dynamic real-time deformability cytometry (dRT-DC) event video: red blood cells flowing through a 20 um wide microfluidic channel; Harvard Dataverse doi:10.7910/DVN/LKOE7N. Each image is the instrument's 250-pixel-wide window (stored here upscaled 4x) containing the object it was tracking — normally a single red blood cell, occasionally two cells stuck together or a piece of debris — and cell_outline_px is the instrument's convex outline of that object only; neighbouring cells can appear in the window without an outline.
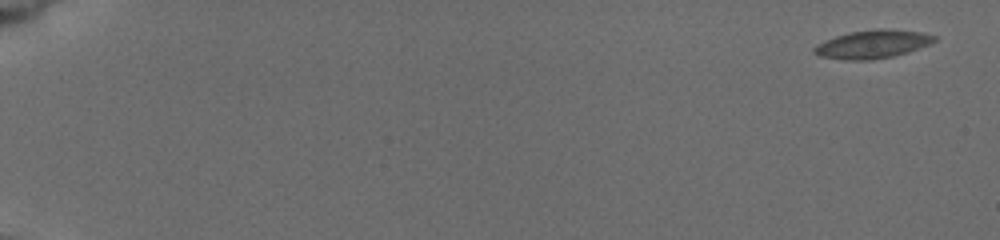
{"species": "common noctule bat (a hibernating species)", "species_latin": "Nyctalus noctula", "temperature_condition": "cold", "stored_images_in_passage": 8, "camera_frame_rate_fps": 3000, "um_per_image_px": 0.085, "animal": {"sex": "female", "body_mass_g": 19.5, "forearm_length_mm": 54.1}, "frame": {"image": 1, "passage_image": 1, "time_ms": 0.0, "image_size_px": [1000, 240], "cell_outline_px": [[936, 40], [920, 48], [908, 52], [892, 56], [872, 60], [848, 60], [820, 56], [812, 52], [812, 48], [824, 40], [836, 36], [852, 32], [880, 28], [888, 28], [924, 32], [936, 36]], "centroid_in_image_um": [74.18, 3.75], "position_along_channel_um": 10.8, "area_um2": 19.83}}
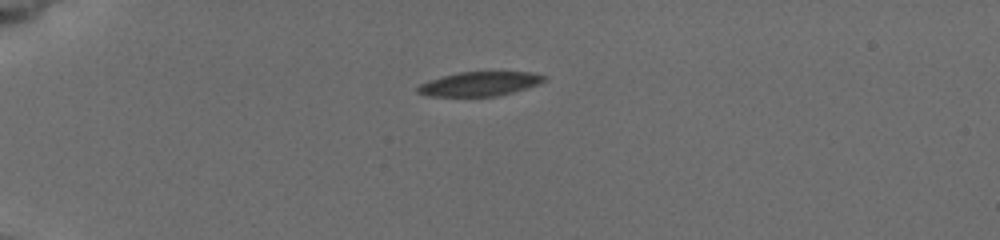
{"frame": {"image": 2, "passage_image": 6, "time_ms": 4.667, "image_size_px": [1000, 240], "cell_outline_px": [[548, 80], [540, 84], [512, 92], [496, 96], [428, 96], [416, 92], [416, 88], [420, 84], [428, 80], [460, 72], [532, 72], [548, 76]], "centroid_in_image_um": [40.81, 7.12], "position_along_channel_um": 44.2, "area_um2": 17.92}}
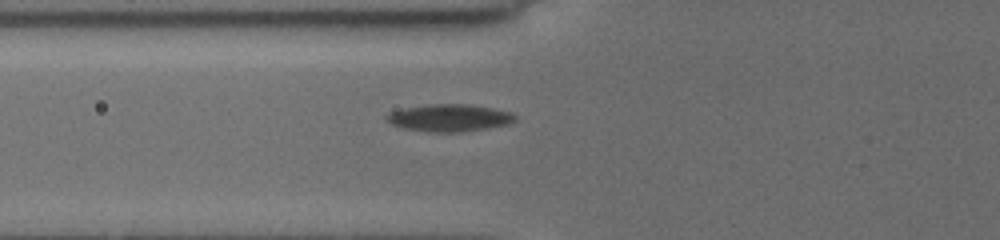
{"frame": {"image": 3, "passage_image": 8, "time_ms": 7.0, "image_size_px": [1000, 240], "cell_outline_px": [[516, 120], [508, 124], [488, 128], [460, 132], [428, 132], [400, 128], [384, 120], [384, 116], [388, 112], [404, 108], [424, 104], [472, 104], [512, 112], [516, 116]], "centroid_in_image_um": [38.15, 10.01], "position_along_channel_um": 87.7, "area_um2": 20.81}}